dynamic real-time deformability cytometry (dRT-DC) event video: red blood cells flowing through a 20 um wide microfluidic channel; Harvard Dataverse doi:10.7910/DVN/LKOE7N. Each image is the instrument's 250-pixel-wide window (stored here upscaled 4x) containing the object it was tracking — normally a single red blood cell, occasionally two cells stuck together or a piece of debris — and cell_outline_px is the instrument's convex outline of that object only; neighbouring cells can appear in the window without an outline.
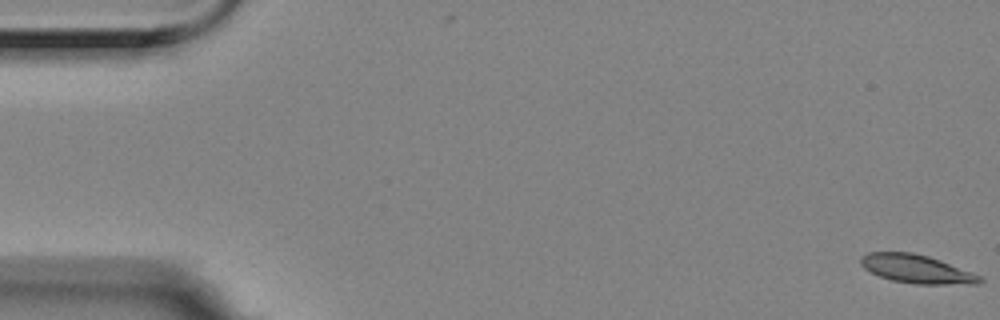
{"species": "Egyptian fruit bat (a non-hibernating species)", "species_latin": "Rousettus aegyptiacus", "temperature_condition": "room temperature", "stored_images_in_passage": 3, "camera_frame_rate_fps": 3000, "um_per_image_px": 0.085, "animal": {"sex": "female"}, "frame": {"image": 1, "passage_image": 3, "time_ms": 0.667, "image_size_px": [1000, 320], "cell_outline_px": [[984, 280], [980, 284], [916, 284], [892, 280], [880, 276], [864, 268], [860, 264], [860, 256], [868, 252], [912, 252], [928, 256], [940, 260], [984, 276]], "centroid_in_image_um": [77.96, 22.86], "position_along_channel_um": 7.0, "area_um2": 19.88}}